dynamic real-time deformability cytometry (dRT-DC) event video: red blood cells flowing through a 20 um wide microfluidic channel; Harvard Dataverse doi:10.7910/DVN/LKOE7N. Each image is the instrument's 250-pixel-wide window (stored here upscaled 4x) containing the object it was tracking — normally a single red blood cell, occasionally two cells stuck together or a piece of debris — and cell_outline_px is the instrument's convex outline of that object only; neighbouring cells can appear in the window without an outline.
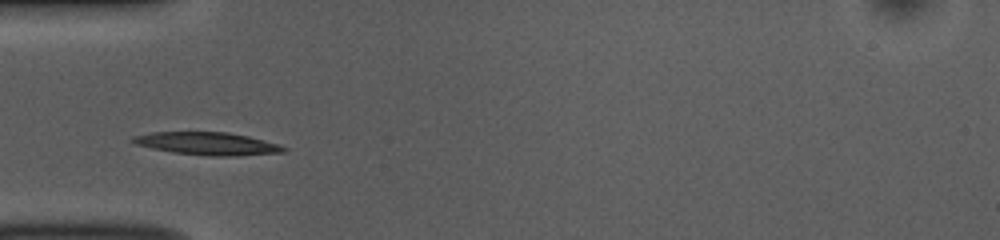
{"species": "common noctule bat (a hibernating species)", "species_latin": "Nyctalus noctula", "temperature_condition": "room temperature", "stored_images_in_passage": 28, "camera_frame_rate_fps": 3000, "um_per_image_px": 0.085, "animal": {"sex": "female", "body_mass_g": 10.0, "forearm_length_mm": 53.1}, "frame": {"image": 1, "passage_image": 2, "time_ms": 0.333, "image_size_px": [1000, 240], "cell_outline_px": [[288, 148], [284, 152], [236, 156], [212, 156], [172, 152], [152, 148], [136, 144], [128, 140], [132, 136], [152, 132], [228, 132], [248, 136], [280, 144]], "centroid_in_image_um": [17.63, 12.2], "position_along_channel_um": 67.4, "area_um2": 20.06}}
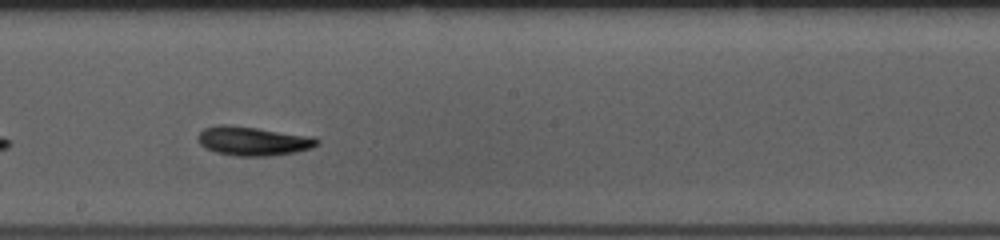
{"frame": {"image": 2, "passage_image": 15, "time_ms": 4.667, "image_size_px": [1000, 240], "cell_outline_px": [[320, 144], [312, 148], [296, 152], [272, 156], [236, 156], [216, 152], [204, 148], [200, 144], [200, 132], [204, 128], [216, 124], [224, 124], [256, 128], [316, 136], [320, 140]], "centroid_in_image_um": [21.58, 11.99], "position_along_channel_um": 226.6, "area_um2": 20.35}}
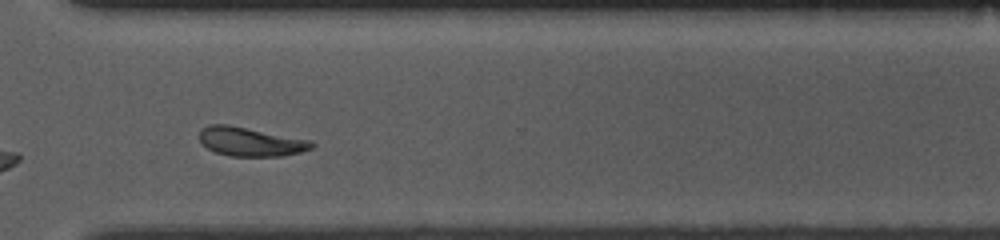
{"frame": {"image": 3, "passage_image": 25, "time_ms": 8.0, "image_size_px": [1000, 240], "cell_outline_px": [[316, 144], [312, 148], [300, 152], [280, 156], [228, 156], [216, 152], [208, 148], [200, 140], [200, 128], [208, 124], [228, 124], [312, 140]], "centroid_in_image_um": [21.3, 12.03], "position_along_channel_um": 349.3, "area_um2": 19.02}, "authors_computed_cell_mechanics": {"area_um2": 18.9295, "velocity_mm_per_s": 3.6796, "shape_relaxation_time_tau1_ms": 5.798, "shape_relaxation_time_tau2_ms": 7.9625, "deformation_change_tau1": 0.1788, "deformation_change_tau2": 0.1633}}